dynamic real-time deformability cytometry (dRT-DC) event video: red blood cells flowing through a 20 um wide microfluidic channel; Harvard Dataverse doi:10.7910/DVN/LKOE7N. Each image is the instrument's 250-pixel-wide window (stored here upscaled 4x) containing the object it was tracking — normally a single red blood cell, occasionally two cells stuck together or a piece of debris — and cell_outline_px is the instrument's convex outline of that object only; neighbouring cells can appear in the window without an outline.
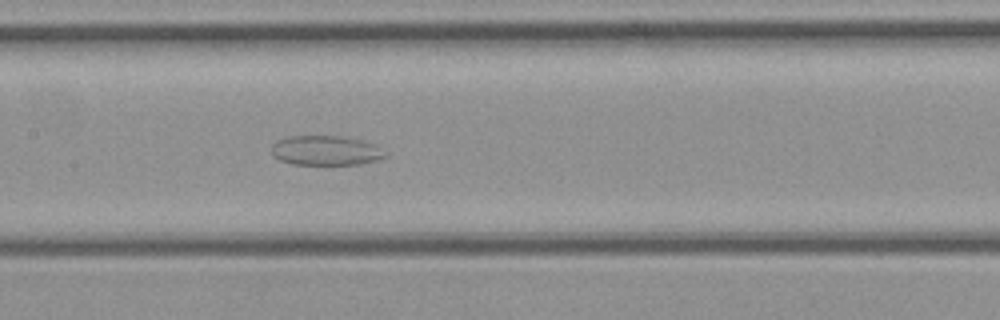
{"species": "common noctule bat (a hibernating species)", "species_latin": "Nyctalus noctula", "temperature_condition": "cold", "stored_images_in_passage": 35, "camera_frame_rate_fps": 3000, "um_per_image_px": 0.085, "animal": {"sex": "female", "body_mass_g": 21.9}, "frame": {"image": 1, "passage_image": 12, "time_ms": 3.667, "image_size_px": [1000, 320], "cell_outline_px": [[388, 156], [380, 160], [360, 164], [292, 164], [280, 160], [272, 156], [272, 144], [276, 140], [288, 136], [344, 136], [364, 140], [376, 144]], "centroid_in_image_um": [27.71, 12.78], "position_along_channel_um": 179.7, "area_um2": 19.94}}
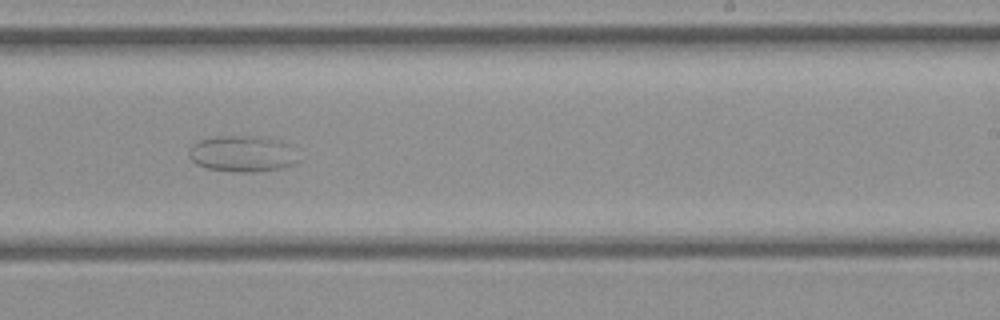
{"frame": {"image": 2, "passage_image": 18, "time_ms": 5.667, "image_size_px": [1000, 320], "cell_outline_px": [[304, 160], [296, 164], [280, 168], [256, 172], [232, 172], [208, 168], [196, 164], [188, 156], [188, 152], [192, 144], [200, 140], [216, 136], [252, 136], [280, 140], [288, 144]], "centroid_in_image_um": [20.65, 13.08], "position_along_channel_um": 268.3, "area_um2": 23.47}}
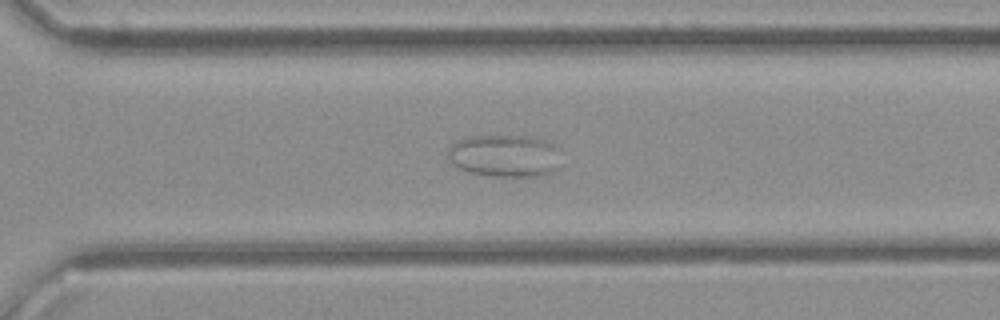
{"frame": {"image": 3, "passage_image": 22, "time_ms": 7.0, "image_size_px": [1000, 320], "cell_outline_px": [[564, 168], [552, 172], [536, 176], [492, 176], [468, 172], [452, 164], [448, 152], [448, 148], [456, 140], [468, 136], [532, 136], [556, 144], [560, 148], [564, 164]], "centroid_in_image_um": [43.02, 13.24], "position_along_channel_um": 327.6, "area_um2": 28.78}}